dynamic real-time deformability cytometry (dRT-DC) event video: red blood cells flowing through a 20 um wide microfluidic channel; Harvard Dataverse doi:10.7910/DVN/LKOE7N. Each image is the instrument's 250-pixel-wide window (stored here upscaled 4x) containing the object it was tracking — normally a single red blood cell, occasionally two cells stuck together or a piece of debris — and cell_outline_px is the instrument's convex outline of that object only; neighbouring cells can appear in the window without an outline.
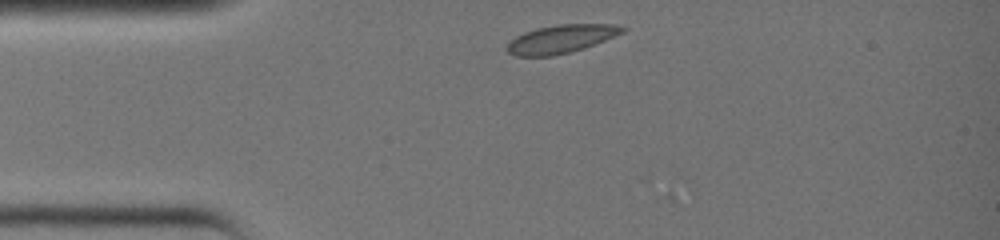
{"species": "common noctule bat (a hibernating species)", "species_latin": "Nyctalus noctula", "temperature_condition": "warm", "stored_images_in_passage": 2, "camera_frame_rate_fps": 3000, "um_per_image_px": 0.085, "animal": {"sex": "female", "body_mass_g": 19.0, "forearm_length_mm": 51.5}, "frame": {"image": 1, "passage_image": 1, "time_ms": 0.0, "image_size_px": [1000, 240], "cell_outline_px": [[628, 28], [624, 32], [584, 48], [552, 56], [516, 56], [508, 52], [504, 48], [516, 36], [524, 32], [536, 28], [560, 24], [616, 24]], "centroid_in_image_um": [47.69, 3.3], "position_along_channel_um": 37.3, "area_um2": 18.9}}